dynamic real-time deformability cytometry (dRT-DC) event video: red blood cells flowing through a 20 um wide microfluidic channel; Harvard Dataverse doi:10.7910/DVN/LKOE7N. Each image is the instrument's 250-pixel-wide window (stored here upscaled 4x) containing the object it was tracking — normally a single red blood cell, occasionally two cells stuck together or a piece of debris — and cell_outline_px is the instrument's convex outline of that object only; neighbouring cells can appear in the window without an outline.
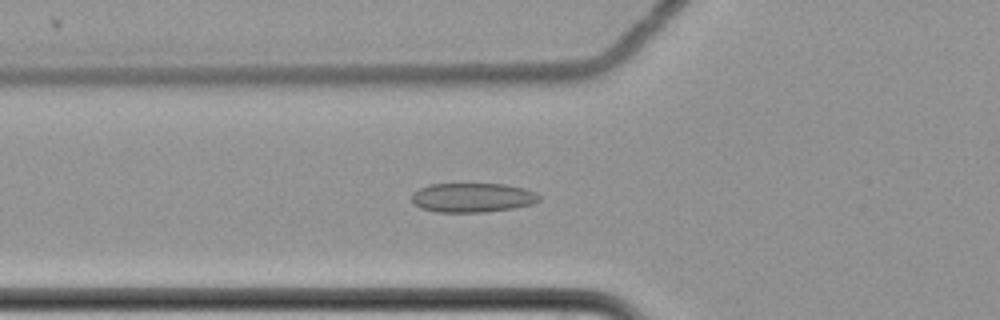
{"species": "common noctule bat (a hibernating species)", "species_latin": "Nyctalus noctula", "temperature_condition": "cold", "stored_images_in_passage": 61, "camera_frame_rate_fps": 3000, "um_per_image_px": 0.085, "animal": {"sex": "female", "body_mass_g": 22.7, "forearm_length_mm": 54.2}, "frame": {"image": 1, "passage_image": 23, "time_ms": 7.333, "image_size_px": [1000, 320], "cell_outline_px": [[540, 200], [532, 204], [512, 208], [484, 212], [436, 212], [420, 208], [412, 200], [412, 192], [428, 184], [504, 184], [524, 188], [536, 192], [540, 196]], "centroid_in_image_um": [40.16, 16.79], "position_along_channel_um": 85.6, "area_um2": 21.79}}
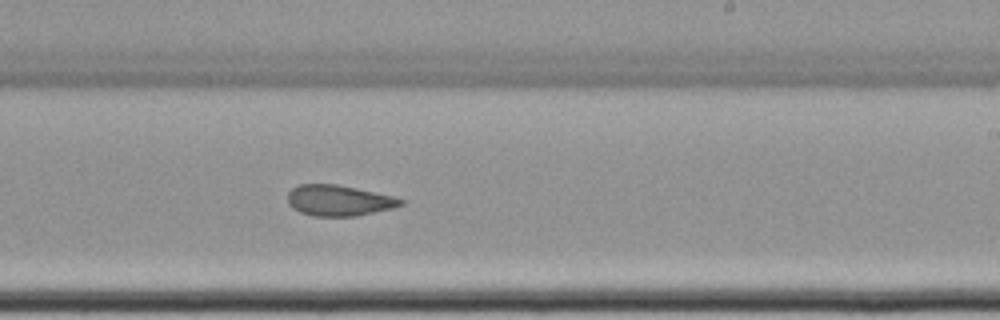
{"frame": {"image": 2, "passage_image": 38, "time_ms": 12.333, "image_size_px": [1000, 320], "cell_outline_px": [[404, 204], [392, 208], [356, 216], [316, 216], [300, 212], [292, 208], [288, 204], [288, 192], [292, 188], [300, 184], [336, 184], [356, 188], [392, 196], [404, 200]], "centroid_in_image_um": [28.77, 17.04], "position_along_channel_um": 260.2, "area_um2": 20.17}}
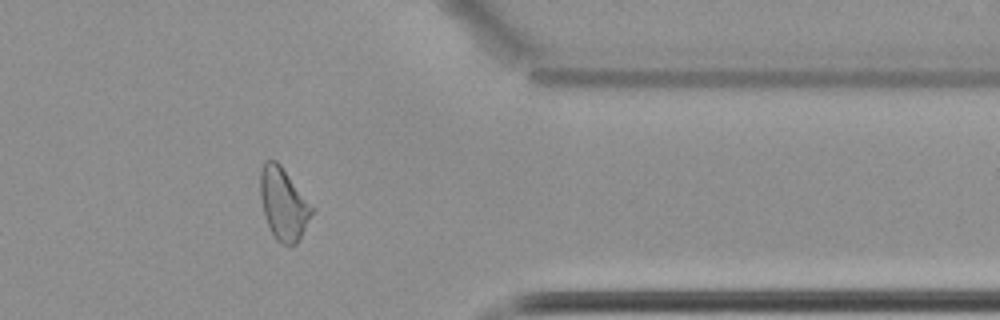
{"frame": {"image": 3, "passage_image": 50, "time_ms": 16.333, "image_size_px": [1000, 320], "cell_outline_px": [[316, 208], [296, 244], [280, 244], [276, 240], [268, 224], [264, 212], [260, 196], [260, 172], [264, 164], [268, 160], [276, 160], [280, 164]], "centroid_in_image_um": [24.12, 17.32], "position_along_channel_um": 387.3, "area_um2": 21.62}, "authors_computed_cell_mechanics": {"area_um2": 22.0218, "velocity_mm_per_s": 3.4935, "shape_relaxation_time_tau1_ms": null, "shape_relaxation_time_tau2_ms": 1.976, "deformation_change_tau1": null, "deformation_change_tau2": 0.0652}}